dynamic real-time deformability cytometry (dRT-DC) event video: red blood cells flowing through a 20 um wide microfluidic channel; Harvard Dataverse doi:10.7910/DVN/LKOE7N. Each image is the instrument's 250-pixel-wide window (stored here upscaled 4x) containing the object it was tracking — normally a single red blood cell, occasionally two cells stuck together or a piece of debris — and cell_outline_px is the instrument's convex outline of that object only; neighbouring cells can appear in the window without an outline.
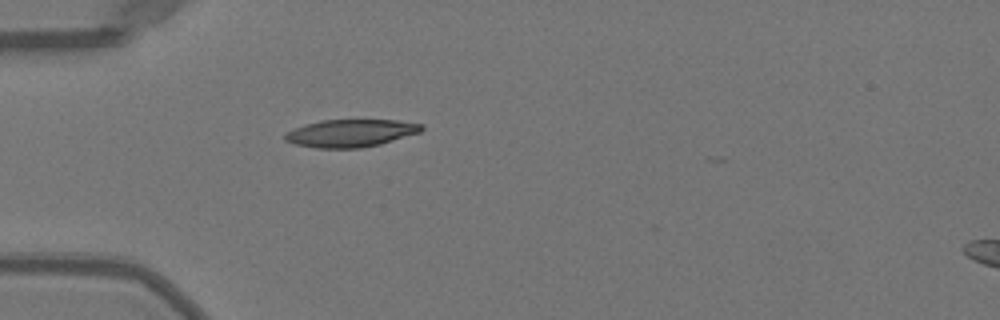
{"species": "Egyptian fruit bat (a non-hibernating species)", "species_latin": "Rousettus aegyptiacus", "temperature_condition": "warm", "stored_images_in_passage": 21, "camera_frame_rate_fps": 3000, "um_per_image_px": 0.085, "animal": {"sex": "female"}, "frame": {"image": 1, "passage_image": 1, "time_ms": 0.0, "image_size_px": [1000, 320], "cell_outline_px": [[424, 128], [420, 132], [380, 144], [360, 148], [316, 148], [296, 144], [284, 140], [284, 136], [288, 132], [304, 124], [320, 120], [396, 120], [424, 124]], "centroid_in_image_um": [29.82, 11.31], "position_along_channel_um": 55.2, "area_um2": 21.85}}
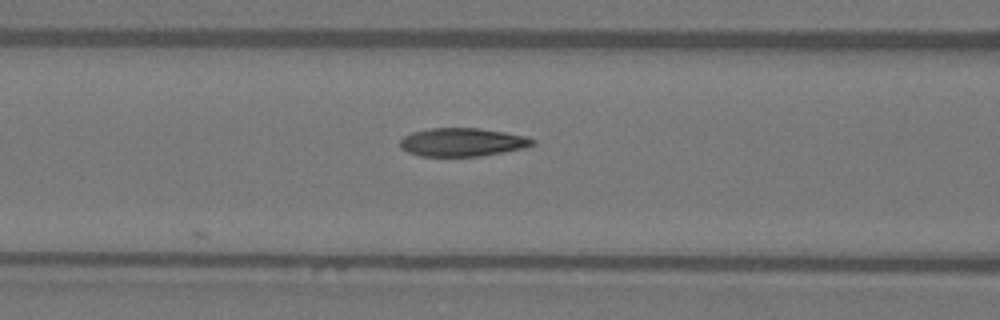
{"frame": {"image": 2, "passage_image": 7, "time_ms": 2.0, "image_size_px": [1000, 320], "cell_outline_px": [[536, 144], [524, 148], [504, 152], [480, 156], [420, 156], [408, 152], [400, 148], [400, 140], [404, 136], [412, 132], [428, 128], [480, 128], [504, 132], [524, 136], [536, 140]], "centroid_in_image_um": [39.29, 12.08], "position_along_channel_um": 127.3, "area_um2": 21.96}}
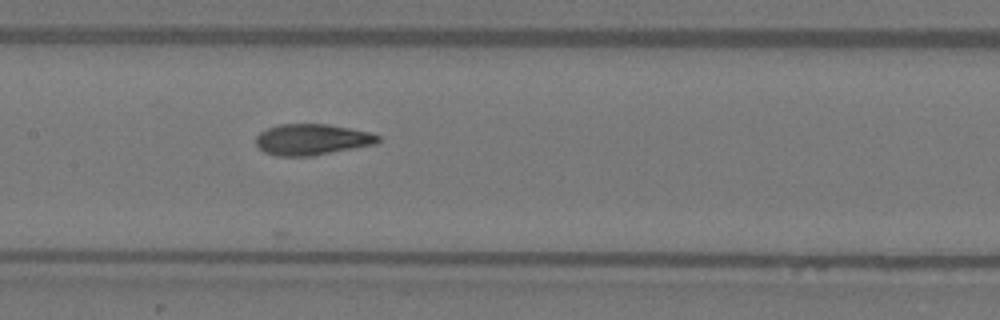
{"frame": {"image": 3, "passage_image": 11, "time_ms": 3.333, "image_size_px": [1000, 320], "cell_outline_px": [[380, 140], [376, 144], [312, 156], [276, 156], [264, 152], [256, 144], [256, 136], [260, 132], [268, 128], [280, 124], [328, 124], [368, 132], [380, 136]], "centroid_in_image_um": [26.5, 11.86], "position_along_channel_um": 180.9, "area_um2": 22.02}}